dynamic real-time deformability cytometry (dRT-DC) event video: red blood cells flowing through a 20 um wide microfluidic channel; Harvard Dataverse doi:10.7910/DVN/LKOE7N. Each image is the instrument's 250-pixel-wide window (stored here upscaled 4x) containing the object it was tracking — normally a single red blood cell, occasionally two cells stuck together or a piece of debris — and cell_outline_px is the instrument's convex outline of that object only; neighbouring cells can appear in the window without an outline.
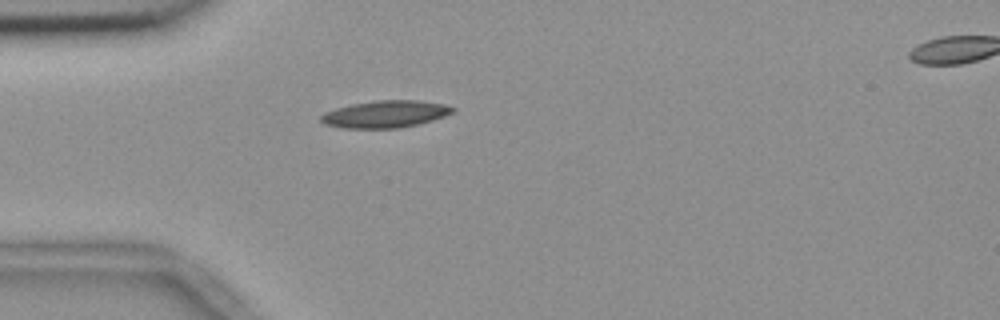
{"species": "common noctule bat (a hibernating species)", "species_latin": "Nyctalus noctula", "temperature_condition": "room temperature", "stored_images_in_passage": 2, "segment_of_instrument_passage": [1, 2], "camera_frame_rate_fps": 3000, "um_per_image_px": 0.085, "animal": {"sex": "female", "body_mass_g": 18.4}, "frame": {"image": 1, "passage_image": 1, "time_ms": 0.0, "image_size_px": [1000, 320], "cell_outline_px": [[456, 112], [432, 120], [400, 128], [344, 128], [324, 124], [320, 120], [320, 116], [324, 112], [336, 108], [352, 104], [376, 100], [416, 100], [444, 104], [456, 108]], "centroid_in_image_um": [32.75, 9.69], "position_along_channel_um": 52.2, "area_um2": 20.81}}